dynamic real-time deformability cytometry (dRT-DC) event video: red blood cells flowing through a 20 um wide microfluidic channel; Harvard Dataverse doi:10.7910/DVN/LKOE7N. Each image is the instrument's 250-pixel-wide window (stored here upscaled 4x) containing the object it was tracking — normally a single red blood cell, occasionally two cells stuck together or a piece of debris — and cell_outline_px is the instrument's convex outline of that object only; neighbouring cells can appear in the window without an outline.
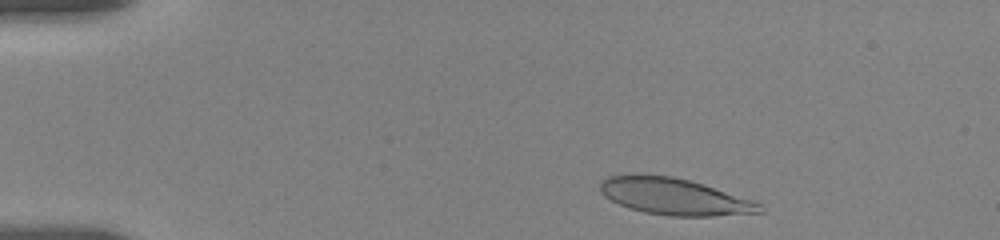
{"species": "human", "species_latin": "Homo sapiens", "temperature_condition": "room temperature", "stored_images_in_passage": 6, "camera_frame_rate_fps": 3000, "um_per_image_px": 0.085, "donor": {"sex": "female"}, "frame": {"image": 1, "passage_image": 3, "time_ms": 0.667, "image_size_px": [1000, 240], "cell_outline_px": [[764, 212], [712, 216], [668, 216], [644, 212], [628, 208], [604, 196], [600, 192], [600, 180], [608, 176], [632, 172], [672, 176], [688, 180], [752, 200], [760, 204], [764, 208]], "centroid_in_image_um": [57.23, 16.68], "position_along_channel_um": 27.8, "area_um2": 34.28}}